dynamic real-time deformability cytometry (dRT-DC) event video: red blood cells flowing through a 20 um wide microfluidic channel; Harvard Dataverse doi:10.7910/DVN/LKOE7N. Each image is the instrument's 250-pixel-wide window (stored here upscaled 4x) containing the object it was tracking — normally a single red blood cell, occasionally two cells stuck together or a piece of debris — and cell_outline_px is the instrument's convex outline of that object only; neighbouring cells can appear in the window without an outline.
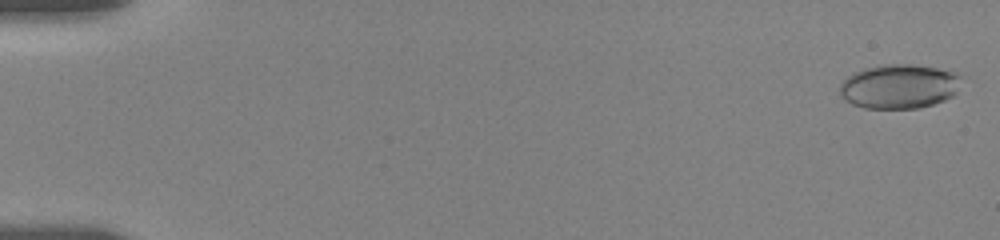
{"species": "human", "species_latin": "Homo sapiens", "temperature_condition": "room temperature", "stored_images_in_passage": 48, "camera_frame_rate_fps": 3000, "um_per_image_px": 0.085, "donor": {"sex": "female"}, "frame": {"image": 1, "passage_image": 1, "time_ms": 0.0, "image_size_px": [1000, 240], "cell_outline_px": [[960, 76], [956, 92], [952, 96], [944, 100], [920, 108], [864, 108], [852, 104], [844, 100], [840, 96], [840, 84], [852, 72], [864, 68], [884, 64], [912, 64], [936, 68], [956, 72]], "centroid_in_image_um": [76.38, 7.34], "position_along_channel_um": 8.6, "area_um2": 31.44}}
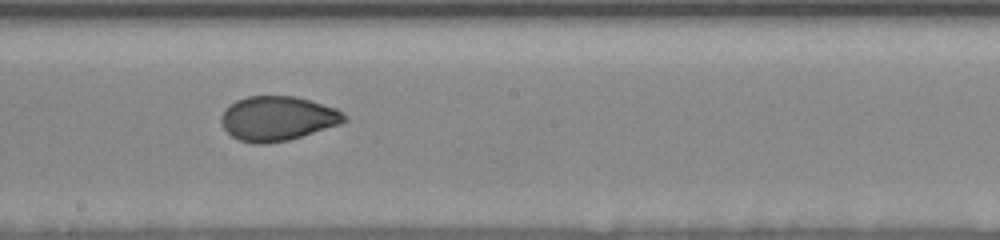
{"frame": {"image": 2, "passage_image": 24, "time_ms": 10.333, "image_size_px": [1000, 240], "cell_outline_px": [[348, 120], [340, 124], [288, 140], [264, 144], [252, 144], [240, 140], [232, 136], [224, 128], [220, 120], [220, 116], [224, 108], [228, 104], [236, 100], [248, 96], [296, 96], [336, 108]], "centroid_in_image_um": [23.54, 10.06], "position_along_channel_um": 224.7, "area_um2": 31.91}}
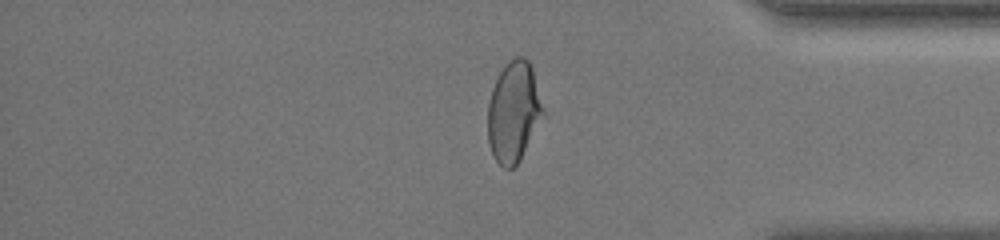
{"frame": {"image": 3, "passage_image": 41, "time_ms": 15.333, "image_size_px": [1000, 240], "cell_outline_px": [[544, 116], [520, 160], [512, 168], [504, 168], [496, 160], [488, 144], [488, 104], [492, 88], [504, 64], [508, 60], [516, 56], [524, 56], [528, 60], [532, 68], [544, 112]], "centroid_in_image_um": [43.65, 9.49], "position_along_channel_um": 391.5, "area_um2": 32.31}, "authors_computed_cell_mechanics": {"area_um2": 32.1946, "velocity_mm_per_s": 3.6391, "shape_relaxation_time_tau1_ms": 6.1812, "shape_relaxation_time_tau2_ms": 1.2259, "deformation_change_tau1": 0.1463, "deformation_change_tau2": 0.0508}}